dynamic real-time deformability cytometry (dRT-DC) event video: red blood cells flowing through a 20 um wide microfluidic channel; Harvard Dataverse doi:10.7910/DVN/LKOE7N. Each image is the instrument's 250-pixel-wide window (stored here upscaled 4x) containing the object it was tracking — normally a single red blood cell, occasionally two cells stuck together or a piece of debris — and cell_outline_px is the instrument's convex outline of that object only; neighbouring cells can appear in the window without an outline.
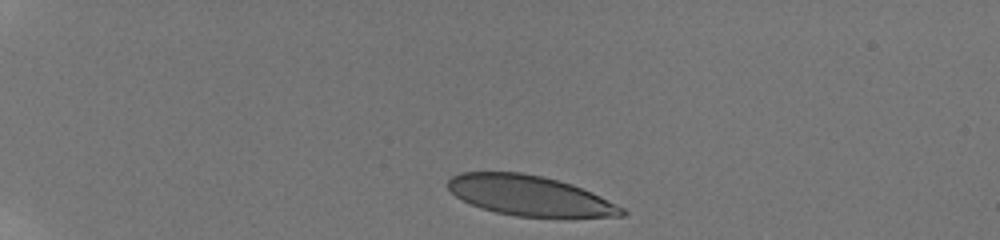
{"species": "human", "species_latin": "Homo sapiens", "temperature_condition": "room temperature", "stored_images_in_passage": 32, "camera_frame_rate_fps": 3000, "um_per_image_px": 0.085, "donor": {"sex": "male"}, "frame": {"image": 1, "passage_image": 1, "time_ms": 0.0, "image_size_px": [1000, 240], "cell_outline_px": [[628, 212], [624, 216], [516, 216], [496, 212], [480, 208], [456, 196], [448, 188], [448, 180], [452, 176], [460, 172], [520, 172], [540, 176], [572, 184], [592, 192], [624, 208]], "centroid_in_image_um": [45.01, 16.62], "position_along_channel_um": 40.0, "area_um2": 40.06}}
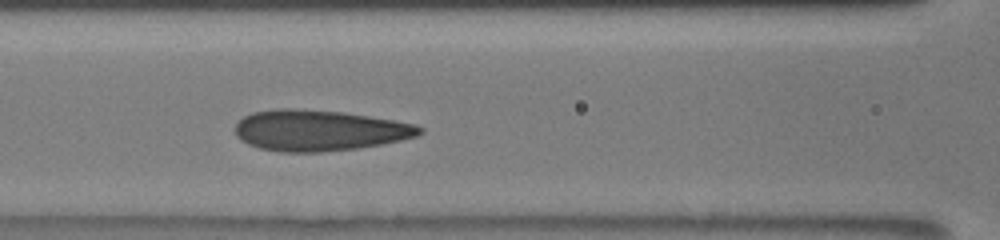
{"frame": {"image": 2, "passage_image": 12, "time_ms": 4.667, "image_size_px": [1000, 240], "cell_outline_px": [[424, 132], [416, 136], [400, 140], [380, 144], [356, 148], [320, 152], [280, 152], [260, 148], [248, 144], [240, 140], [236, 136], [236, 124], [244, 116], [252, 112], [276, 108], [296, 108], [344, 112], [416, 124], [424, 128]], "centroid_in_image_um": [27.11, 11.08], "position_along_channel_um": 139.5, "area_um2": 43.99}}
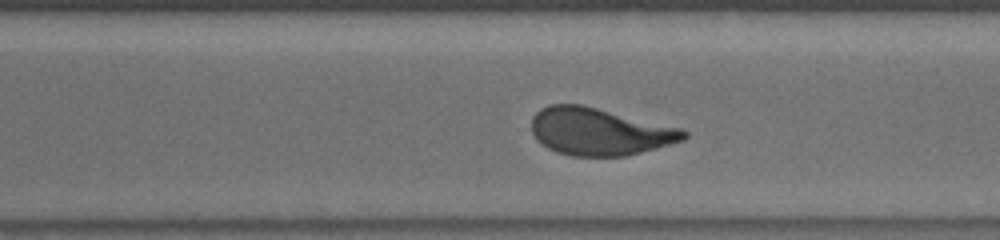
{"frame": {"image": 3, "passage_image": 24, "time_ms": 9.333, "image_size_px": [1000, 240], "cell_outline_px": [[688, 136], [684, 140], [656, 148], [624, 156], [572, 156], [556, 152], [540, 144], [536, 140], [532, 132], [532, 116], [540, 108], [548, 104], [580, 104], [680, 128], [688, 132]], "centroid_in_image_um": [50.9, 11.19], "position_along_channel_um": 319.7, "area_um2": 41.85}, "authors_computed_cell_mechanics": {"area_um2": 42.772, "velocity_mm_per_s": 3.8703, "shape_relaxation_time_tau1_ms": 5.9999, "shape_relaxation_time_tau2_ms": 0.7431, "deformation_change_tau1": 0.1937, "deformation_change_tau2": 0.0607}}